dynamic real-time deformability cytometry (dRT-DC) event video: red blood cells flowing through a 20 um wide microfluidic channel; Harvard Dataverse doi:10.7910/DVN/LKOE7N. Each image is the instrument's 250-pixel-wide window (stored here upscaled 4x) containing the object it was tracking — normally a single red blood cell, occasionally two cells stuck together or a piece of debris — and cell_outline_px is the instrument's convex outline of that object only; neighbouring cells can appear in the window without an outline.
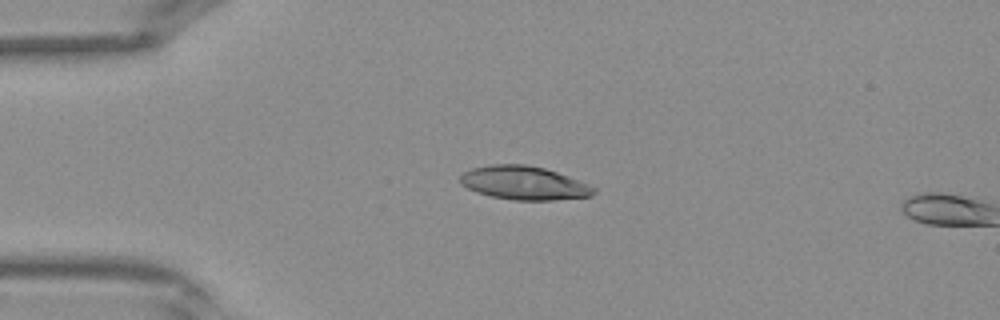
{"species": "Egyptian fruit bat (a non-hibernating species)", "species_latin": "Rousettus aegyptiacus", "temperature_condition": "warm", "stored_images_in_passage": 11, "camera_frame_rate_fps": 3000, "um_per_image_px": 0.085, "frame": {"image": 1, "passage_image": 10, "time_ms": 3.0, "image_size_px": [1000, 320], "cell_outline_px": [[596, 192], [592, 196], [552, 200], [512, 200], [492, 196], [476, 192], [460, 184], [460, 176], [464, 172], [472, 168], [492, 164], [524, 164], [544, 168], [568, 176], [588, 184], [596, 188]], "centroid_in_image_um": [44.54, 15.55], "position_along_channel_um": 40.5, "area_um2": 26.07}}